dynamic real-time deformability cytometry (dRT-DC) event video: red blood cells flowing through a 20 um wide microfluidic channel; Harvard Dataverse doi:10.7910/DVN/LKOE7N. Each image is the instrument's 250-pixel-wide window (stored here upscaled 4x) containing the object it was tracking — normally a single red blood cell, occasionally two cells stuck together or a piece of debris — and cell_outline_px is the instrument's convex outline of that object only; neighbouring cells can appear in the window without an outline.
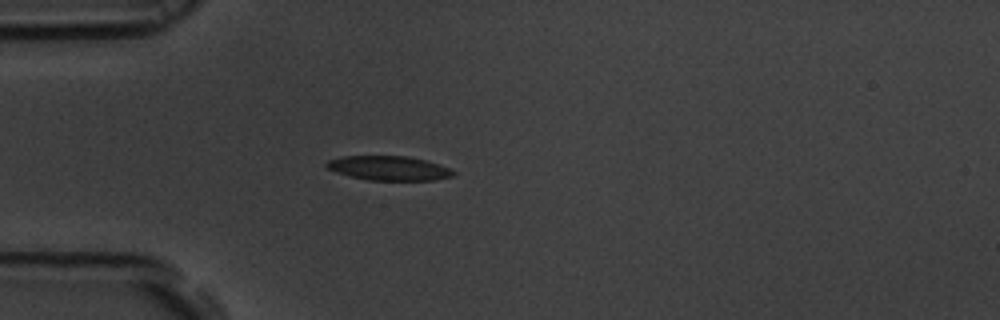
{"species": "common noctule bat (a hibernating species)", "species_latin": "Nyctalus noctula", "temperature_condition": "room temperature", "stored_images_in_passage": 41, "camera_frame_rate_fps": 3000, "um_per_image_px": 0.085, "animal": {"sex": "male", "body_mass_g": 19.5, "forearm_length_mm": 54.6}, "frame": {"image": 1, "passage_image": 1, "time_ms": 0.0, "image_size_px": [1000, 320], "cell_outline_px": [[456, 172], [452, 176], [436, 180], [368, 180], [336, 172], [328, 168], [324, 164], [328, 160], [340, 156], [408, 156], [440, 164]], "centroid_in_image_um": [33.05, 14.29], "position_along_channel_um": 52.0, "area_um2": 17.92}}
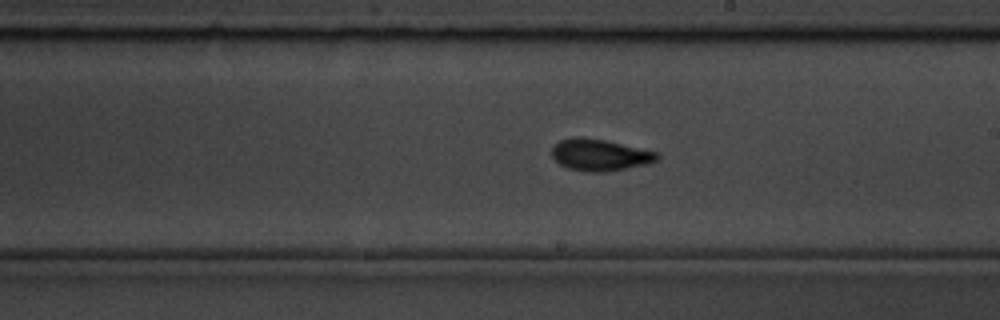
{"frame": {"image": 2, "passage_image": 17, "time_ms": 5.333, "image_size_px": [1000, 320], "cell_outline_px": [[660, 156], [656, 160], [648, 164], [604, 172], [592, 172], [568, 168], [560, 164], [552, 156], [552, 148], [560, 140], [572, 136], [584, 136], [604, 140], [656, 152]], "centroid_in_image_um": [50.95, 13.16], "position_along_channel_um": 238.0, "area_um2": 19.25}}
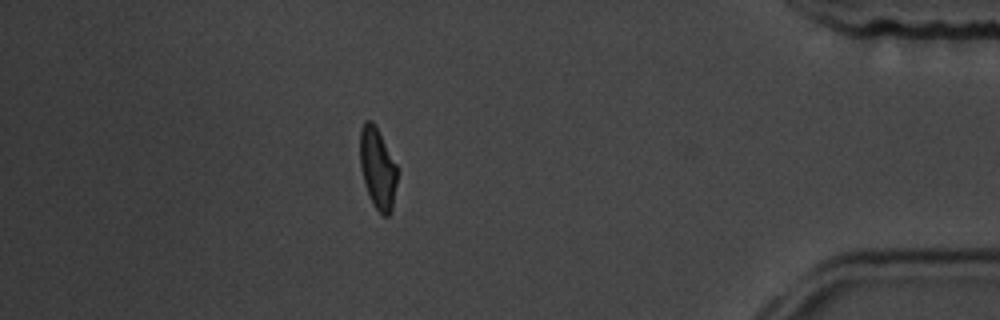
{"frame": {"image": 3, "passage_image": 34, "time_ms": 11.0, "image_size_px": [1000, 320], "cell_outline_px": [[396, 184], [392, 212], [388, 216], [384, 216], [372, 204], [364, 180], [360, 164], [360, 132], [364, 120], [372, 120], [396, 164]], "centroid_in_image_um": [32.09, 14.32], "position_along_channel_um": 403.1, "area_um2": 17.22}, "authors_computed_cell_mechanics": {"area_um2": 18.0914, "velocity_mm_per_s": 3.6858, "shape_relaxation_time_tau1_ms": 3.0395, "shape_relaxation_time_tau2_ms": 1.918, "deformation_change_tau1": 0.131, "deformation_change_tau2": 0.0872}}